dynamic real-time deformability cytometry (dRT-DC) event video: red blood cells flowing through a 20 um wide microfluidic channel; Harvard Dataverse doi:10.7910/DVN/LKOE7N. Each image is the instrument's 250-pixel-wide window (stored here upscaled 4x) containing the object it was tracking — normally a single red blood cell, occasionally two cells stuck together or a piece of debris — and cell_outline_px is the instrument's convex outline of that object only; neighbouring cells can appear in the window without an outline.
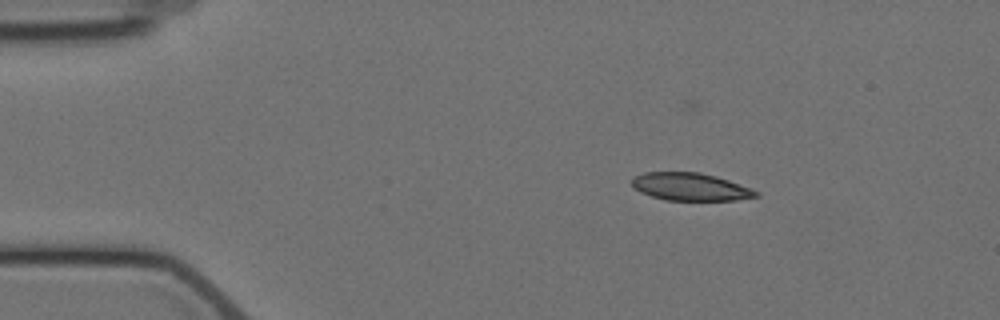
{"species": "Egyptian fruit bat (a non-hibernating species)", "species_latin": "Rousettus aegyptiacus", "temperature_condition": "cold", "stored_images_in_passage": 3, "camera_frame_rate_fps": 3000, "um_per_image_px": 0.085, "animal": {"sex": "female"}, "frame": {"image": 1, "passage_image": 1, "time_ms": 0.0, "image_size_px": [1000, 320], "cell_outline_px": [[760, 196], [736, 200], [668, 200], [652, 196], [640, 192], [632, 184], [632, 176], [644, 172], [700, 172], [716, 176], [752, 188], [760, 192]], "centroid_in_image_um": [58.71, 15.87], "position_along_channel_um": 26.3, "area_um2": 20.06}}